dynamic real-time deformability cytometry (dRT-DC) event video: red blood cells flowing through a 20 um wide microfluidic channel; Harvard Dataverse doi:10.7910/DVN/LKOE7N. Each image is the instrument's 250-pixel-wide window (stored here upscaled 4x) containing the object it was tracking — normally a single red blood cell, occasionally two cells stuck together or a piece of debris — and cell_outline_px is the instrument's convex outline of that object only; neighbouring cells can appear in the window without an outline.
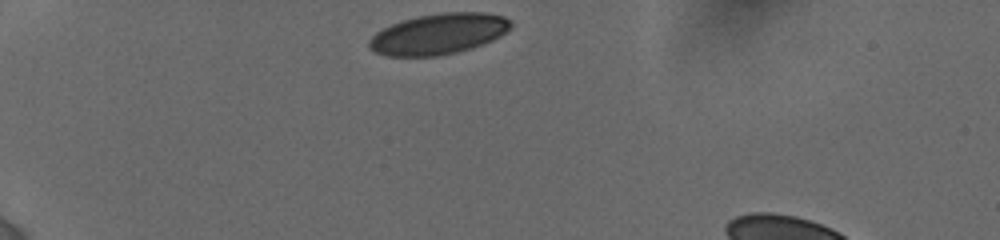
{"species": "human", "species_latin": "Homo sapiens", "temperature_condition": "cold", "stored_images_in_passage": 5, "camera_frame_rate_fps": 3000, "um_per_image_px": 0.085, "donor": {"sex": "female"}, "frame": {"image": 1, "passage_image": 1, "time_ms": 0.0, "image_size_px": [1000, 240], "cell_outline_px": [[512, 28], [500, 36], [492, 40], [472, 48], [456, 52], [436, 56], [388, 56], [376, 52], [368, 48], [368, 40], [376, 32], [392, 24], [404, 20], [420, 16], [440, 12], [484, 12], [504, 16], [512, 20]], "centroid_in_image_um": [37.31, 2.88], "position_along_channel_um": 47.7, "area_um2": 33.7}}